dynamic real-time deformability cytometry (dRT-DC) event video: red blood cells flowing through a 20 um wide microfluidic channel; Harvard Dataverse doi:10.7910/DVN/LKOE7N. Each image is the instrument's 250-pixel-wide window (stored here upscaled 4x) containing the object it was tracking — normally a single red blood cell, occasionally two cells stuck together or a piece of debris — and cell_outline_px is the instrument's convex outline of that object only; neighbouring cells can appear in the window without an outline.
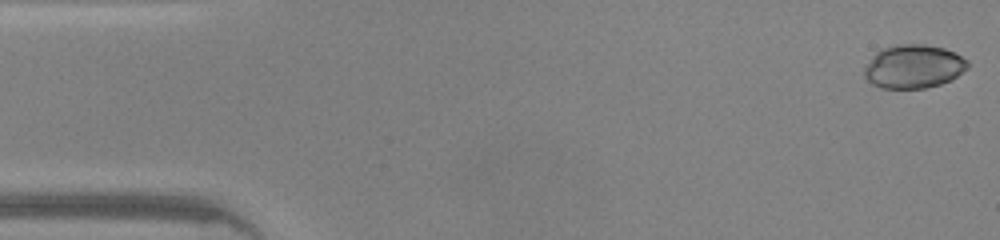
{"species": "common noctule bat (a hibernating species)", "species_latin": "Nyctalus noctula", "temperature_condition": "warm", "stored_images_in_passage": 46, "camera_frame_rate_fps": 3000, "um_per_image_px": 0.085, "animal": {"sex": "male", "body_mass_g": 20.0, "forearm_length_mm": 53.3}, "frame": {"image": 1, "passage_image": 1, "time_ms": 0.0, "image_size_px": [1000, 240], "cell_outline_px": [[968, 68], [952, 80], [940, 84], [924, 88], [880, 88], [872, 84], [864, 76], [864, 68], [872, 56], [880, 48], [896, 44], [924, 44], [944, 48], [956, 52], [968, 60]], "centroid_in_image_um": [77.66, 5.64], "position_along_channel_um": 7.3, "area_um2": 26.53}}
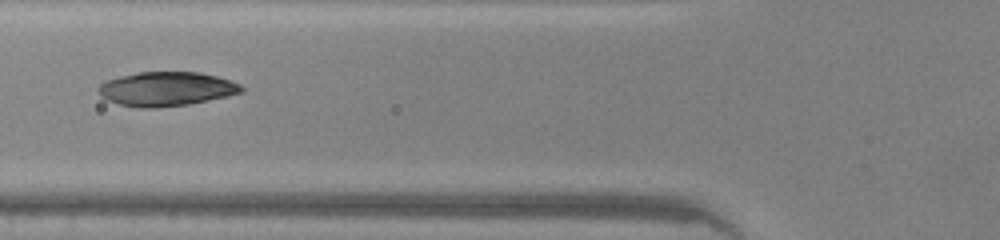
{"frame": {"image": 2, "passage_image": 17, "time_ms": 5.333, "image_size_px": [1000, 240], "cell_outline_px": [[244, 92], [228, 96], [188, 104], [152, 108], [140, 108], [120, 104], [108, 100], [100, 96], [96, 92], [96, 88], [100, 84], [108, 80], [120, 76], [140, 72], [200, 72], [216, 76], [240, 84], [244, 88]], "centroid_in_image_um": [14.12, 7.56], "position_along_channel_um": 111.7, "area_um2": 28.44}}
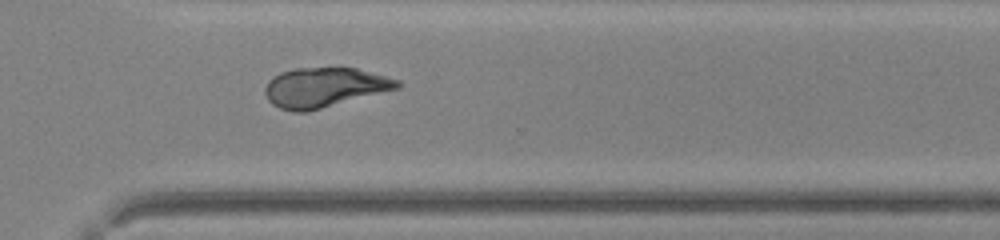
{"frame": {"image": 3, "passage_image": 33, "time_ms": 10.667, "image_size_px": [1000, 240], "cell_outline_px": [[404, 84], [400, 88], [308, 112], [292, 112], [280, 108], [272, 104], [268, 100], [264, 92], [264, 88], [268, 80], [280, 72], [292, 68], [356, 68], [400, 80]], "centroid_in_image_um": [27.57, 7.44], "position_along_channel_um": 343.0, "area_um2": 30.87}, "authors_computed_cell_mechanics": {"area_um2": 28.5821, "velocity_mm_per_s": 4.3416, "shape_relaxation_time_tau1_ms": 3.3061, "shape_relaxation_time_tau2_ms": 3.2361, "deformation_change_tau1": 0.0855, "deformation_change_tau2": 0.1058}}